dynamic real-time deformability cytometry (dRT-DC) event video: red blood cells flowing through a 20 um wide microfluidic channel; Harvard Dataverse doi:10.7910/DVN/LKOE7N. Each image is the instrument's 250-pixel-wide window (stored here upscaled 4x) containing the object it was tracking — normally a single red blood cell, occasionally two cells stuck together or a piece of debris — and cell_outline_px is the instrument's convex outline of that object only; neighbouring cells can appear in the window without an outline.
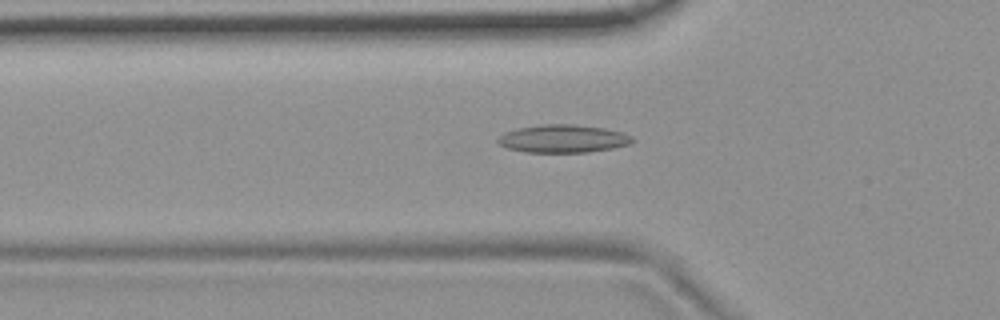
{"species": "common noctule bat (a hibernating species)", "species_latin": "Nyctalus noctula", "temperature_condition": "room temperature", "stored_images_in_passage": 54, "camera_frame_rate_fps": 3000, "um_per_image_px": 0.085, "animal": {"sex": "female", "body_mass_g": 19.9}, "frame": {"image": 1, "passage_image": 18, "time_ms": 5.667, "image_size_px": [1000, 320], "cell_outline_px": [[636, 140], [632, 144], [612, 148], [588, 152], [524, 152], [508, 148], [500, 144], [496, 140], [504, 132], [520, 128], [544, 124], [572, 124], [604, 128], [620, 132], [632, 136]], "centroid_in_image_um": [47.89, 11.79], "position_along_channel_um": 77.9, "area_um2": 21.79}}
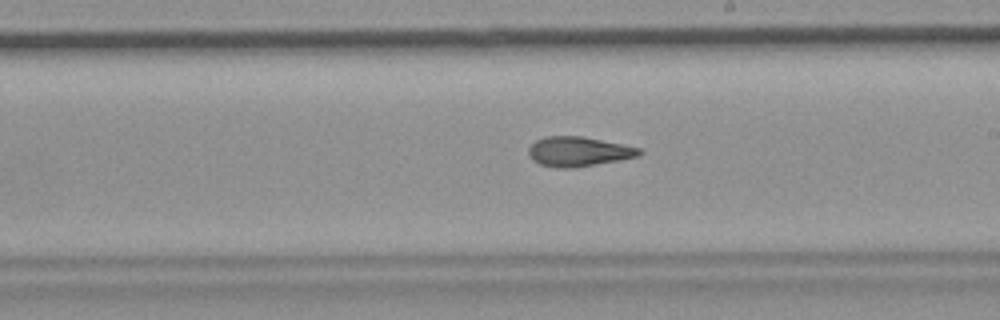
{"frame": {"image": 2, "passage_image": 31, "time_ms": 10.0, "image_size_px": [1000, 320], "cell_outline_px": [[644, 152], [640, 156], [620, 160], [572, 168], [556, 168], [540, 164], [532, 160], [528, 156], [528, 148], [536, 140], [544, 136], [580, 136], [640, 148]], "centroid_in_image_um": [49.15, 12.89], "position_along_channel_um": 239.9, "area_um2": 19.13}}
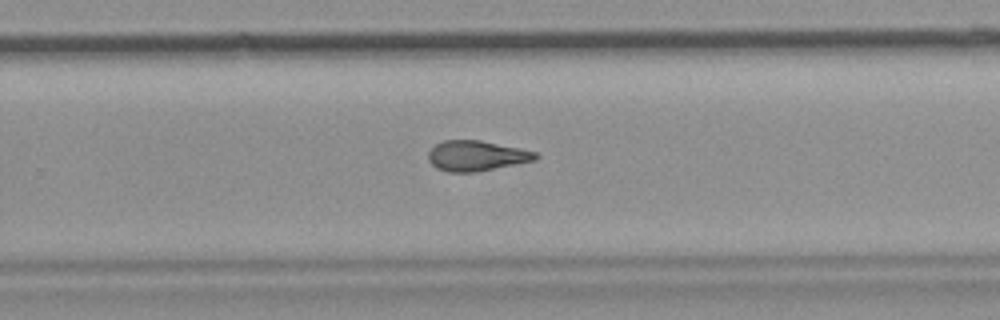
{"frame": {"image": 3, "passage_image": 35, "time_ms": 11.333, "image_size_px": [1000, 320], "cell_outline_px": [[540, 156], [536, 160], [476, 172], [448, 172], [436, 168], [428, 160], [428, 152], [436, 144], [444, 140], [480, 140], [536, 152]], "centroid_in_image_um": [40.48, 13.25], "position_along_channel_um": 289.3, "area_um2": 18.84}, "authors_computed_cell_mechanics": {"area_um2": 19.5364, "velocity_mm_per_s": 3.732, "shape_relaxation_time_tau1_ms": null, "shape_relaxation_time_tau2_ms": 2.4676, "deformation_change_tau1": null, "deformation_change_tau2": 0.1031}}